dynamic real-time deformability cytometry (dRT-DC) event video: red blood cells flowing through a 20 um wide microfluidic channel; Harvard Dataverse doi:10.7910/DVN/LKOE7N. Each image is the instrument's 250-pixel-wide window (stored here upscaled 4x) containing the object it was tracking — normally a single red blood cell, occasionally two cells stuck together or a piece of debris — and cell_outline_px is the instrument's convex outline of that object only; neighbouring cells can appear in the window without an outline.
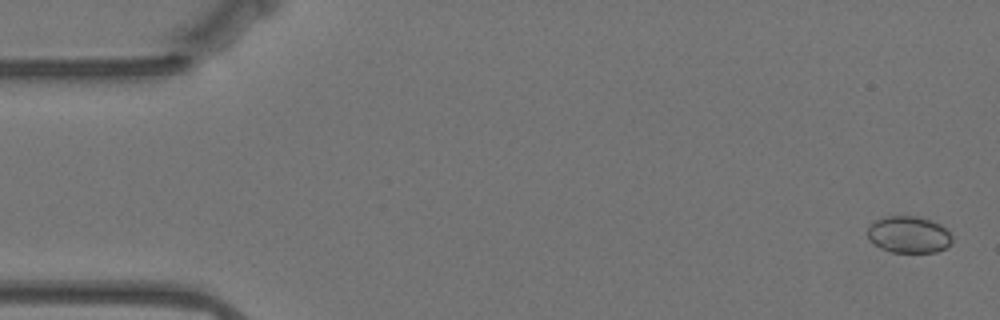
{"species": "Egyptian fruit bat (a non-hibernating species)", "species_latin": "Rousettus aegyptiacus", "temperature_condition": "warm", "stored_images_in_passage": 58, "camera_frame_rate_fps": 3000, "um_per_image_px": 0.085, "animal": {"sex": "female"}, "frame": {"image": 1, "passage_image": 2, "time_ms": 0.333, "image_size_px": [1000, 320], "cell_outline_px": [[952, 244], [936, 252], [892, 252], [880, 248], [868, 240], [868, 224], [876, 220], [888, 216], [916, 216], [932, 220], [940, 224], [952, 236]], "centroid_in_image_um": [77.23, 19.94], "position_along_channel_um": 7.8, "area_um2": 18.21}}
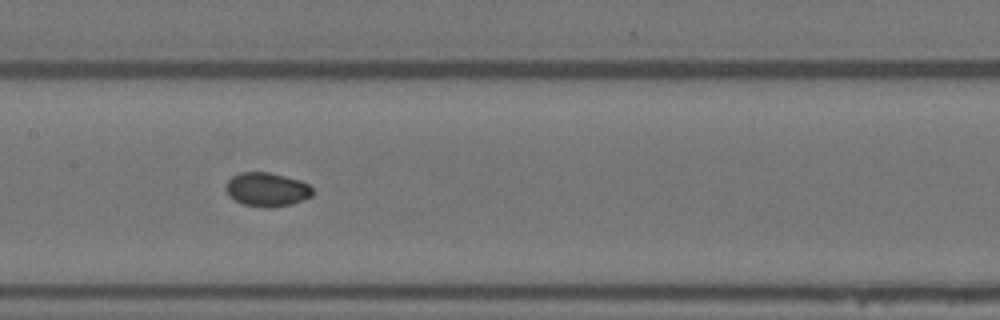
{"frame": {"image": 2, "passage_image": 28, "time_ms": 9.0, "image_size_px": [1000, 320], "cell_outline_px": [[316, 192], [312, 196], [292, 204], [272, 208], [264, 208], [244, 204], [228, 196], [224, 188], [228, 180], [232, 176], [240, 172], [268, 172], [300, 180], [308, 184]], "centroid_in_image_um": [22.69, 16.11], "position_along_channel_um": 184.7, "area_um2": 17.34}}
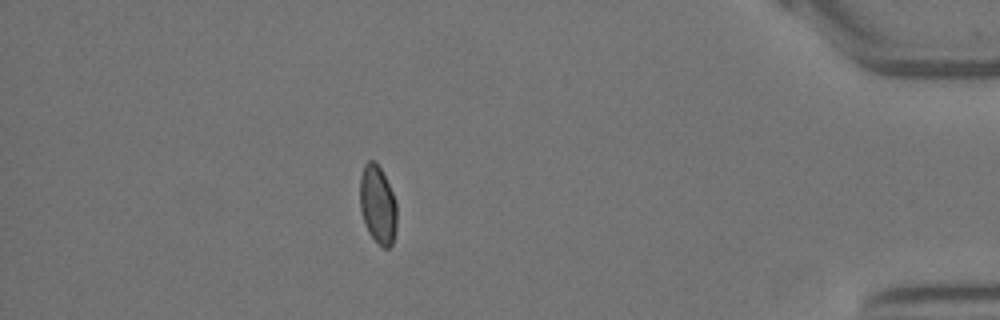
{"frame": {"image": 3, "passage_image": 51, "time_ms": 16.667, "image_size_px": [1000, 320], "cell_outline_px": [[396, 228], [392, 244], [388, 248], [384, 248], [368, 232], [360, 208], [360, 176], [364, 164], [368, 160], [376, 160], [392, 192], [396, 204]], "centroid_in_image_um": [32.1, 17.36], "position_along_channel_um": 403.1, "area_um2": 16.65}}